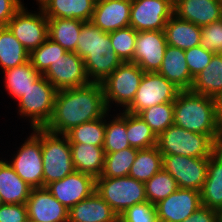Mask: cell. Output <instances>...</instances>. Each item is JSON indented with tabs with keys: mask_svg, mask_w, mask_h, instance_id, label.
<instances>
[{
	"mask_svg": "<svg viewBox=\"0 0 222 222\" xmlns=\"http://www.w3.org/2000/svg\"><path fill=\"white\" fill-rule=\"evenodd\" d=\"M108 111L99 82L57 90L52 117L44 128L66 134L80 124L102 118Z\"/></svg>",
	"mask_w": 222,
	"mask_h": 222,
	"instance_id": "1",
	"label": "cell"
},
{
	"mask_svg": "<svg viewBox=\"0 0 222 222\" xmlns=\"http://www.w3.org/2000/svg\"><path fill=\"white\" fill-rule=\"evenodd\" d=\"M173 106L175 125L194 133L209 135L222 146V129L216 116L214 98L184 90L178 93Z\"/></svg>",
	"mask_w": 222,
	"mask_h": 222,
	"instance_id": "2",
	"label": "cell"
},
{
	"mask_svg": "<svg viewBox=\"0 0 222 222\" xmlns=\"http://www.w3.org/2000/svg\"><path fill=\"white\" fill-rule=\"evenodd\" d=\"M162 155L210 157L220 146L209 136L173 124L157 137Z\"/></svg>",
	"mask_w": 222,
	"mask_h": 222,
	"instance_id": "3",
	"label": "cell"
},
{
	"mask_svg": "<svg viewBox=\"0 0 222 222\" xmlns=\"http://www.w3.org/2000/svg\"><path fill=\"white\" fill-rule=\"evenodd\" d=\"M41 149L43 187L75 171L70 143L65 134H57L41 128Z\"/></svg>",
	"mask_w": 222,
	"mask_h": 222,
	"instance_id": "4",
	"label": "cell"
},
{
	"mask_svg": "<svg viewBox=\"0 0 222 222\" xmlns=\"http://www.w3.org/2000/svg\"><path fill=\"white\" fill-rule=\"evenodd\" d=\"M57 89L41 75L22 95L18 102V114L29 120L30 128H44L53 114Z\"/></svg>",
	"mask_w": 222,
	"mask_h": 222,
	"instance_id": "5",
	"label": "cell"
},
{
	"mask_svg": "<svg viewBox=\"0 0 222 222\" xmlns=\"http://www.w3.org/2000/svg\"><path fill=\"white\" fill-rule=\"evenodd\" d=\"M144 71L135 63L122 62L102 82L103 94L109 111L112 104L125 110L134 100ZM120 105V106H119Z\"/></svg>",
	"mask_w": 222,
	"mask_h": 222,
	"instance_id": "6",
	"label": "cell"
},
{
	"mask_svg": "<svg viewBox=\"0 0 222 222\" xmlns=\"http://www.w3.org/2000/svg\"><path fill=\"white\" fill-rule=\"evenodd\" d=\"M96 192L120 217L129 207L147 201L145 184L130 176L97 178Z\"/></svg>",
	"mask_w": 222,
	"mask_h": 222,
	"instance_id": "7",
	"label": "cell"
},
{
	"mask_svg": "<svg viewBox=\"0 0 222 222\" xmlns=\"http://www.w3.org/2000/svg\"><path fill=\"white\" fill-rule=\"evenodd\" d=\"M32 131L7 162L23 181L35 189L43 187L41 128H33Z\"/></svg>",
	"mask_w": 222,
	"mask_h": 222,
	"instance_id": "8",
	"label": "cell"
},
{
	"mask_svg": "<svg viewBox=\"0 0 222 222\" xmlns=\"http://www.w3.org/2000/svg\"><path fill=\"white\" fill-rule=\"evenodd\" d=\"M180 91L158 72H144L134 100L124 111L139 114L154 105L174 102Z\"/></svg>",
	"mask_w": 222,
	"mask_h": 222,
	"instance_id": "9",
	"label": "cell"
},
{
	"mask_svg": "<svg viewBox=\"0 0 222 222\" xmlns=\"http://www.w3.org/2000/svg\"><path fill=\"white\" fill-rule=\"evenodd\" d=\"M7 27L29 53L48 38V18L39 7L34 13L22 7L10 19Z\"/></svg>",
	"mask_w": 222,
	"mask_h": 222,
	"instance_id": "10",
	"label": "cell"
},
{
	"mask_svg": "<svg viewBox=\"0 0 222 222\" xmlns=\"http://www.w3.org/2000/svg\"><path fill=\"white\" fill-rule=\"evenodd\" d=\"M162 156L163 169L176 180L178 188L201 191L206 180L209 157Z\"/></svg>",
	"mask_w": 222,
	"mask_h": 222,
	"instance_id": "11",
	"label": "cell"
},
{
	"mask_svg": "<svg viewBox=\"0 0 222 222\" xmlns=\"http://www.w3.org/2000/svg\"><path fill=\"white\" fill-rule=\"evenodd\" d=\"M173 15V0H132L130 25L137 32L164 30Z\"/></svg>",
	"mask_w": 222,
	"mask_h": 222,
	"instance_id": "12",
	"label": "cell"
},
{
	"mask_svg": "<svg viewBox=\"0 0 222 222\" xmlns=\"http://www.w3.org/2000/svg\"><path fill=\"white\" fill-rule=\"evenodd\" d=\"M57 90L85 86L90 83L84 60L75 52H65L42 74Z\"/></svg>",
	"mask_w": 222,
	"mask_h": 222,
	"instance_id": "13",
	"label": "cell"
},
{
	"mask_svg": "<svg viewBox=\"0 0 222 222\" xmlns=\"http://www.w3.org/2000/svg\"><path fill=\"white\" fill-rule=\"evenodd\" d=\"M45 188L58 202L70 210L96 191V179L75 170L63 179L47 184Z\"/></svg>",
	"mask_w": 222,
	"mask_h": 222,
	"instance_id": "14",
	"label": "cell"
},
{
	"mask_svg": "<svg viewBox=\"0 0 222 222\" xmlns=\"http://www.w3.org/2000/svg\"><path fill=\"white\" fill-rule=\"evenodd\" d=\"M166 48L164 30L137 32L132 63L137 64L144 72H158Z\"/></svg>",
	"mask_w": 222,
	"mask_h": 222,
	"instance_id": "15",
	"label": "cell"
},
{
	"mask_svg": "<svg viewBox=\"0 0 222 222\" xmlns=\"http://www.w3.org/2000/svg\"><path fill=\"white\" fill-rule=\"evenodd\" d=\"M201 206L200 192L187 188H178L155 204L159 222H182Z\"/></svg>",
	"mask_w": 222,
	"mask_h": 222,
	"instance_id": "16",
	"label": "cell"
},
{
	"mask_svg": "<svg viewBox=\"0 0 222 222\" xmlns=\"http://www.w3.org/2000/svg\"><path fill=\"white\" fill-rule=\"evenodd\" d=\"M25 205L30 221L68 222L69 220V210L45 187L32 189Z\"/></svg>",
	"mask_w": 222,
	"mask_h": 222,
	"instance_id": "17",
	"label": "cell"
},
{
	"mask_svg": "<svg viewBox=\"0 0 222 222\" xmlns=\"http://www.w3.org/2000/svg\"><path fill=\"white\" fill-rule=\"evenodd\" d=\"M132 0L96 1L91 22L103 32L128 27Z\"/></svg>",
	"mask_w": 222,
	"mask_h": 222,
	"instance_id": "18",
	"label": "cell"
},
{
	"mask_svg": "<svg viewBox=\"0 0 222 222\" xmlns=\"http://www.w3.org/2000/svg\"><path fill=\"white\" fill-rule=\"evenodd\" d=\"M173 15L204 27L222 18V1L173 0Z\"/></svg>",
	"mask_w": 222,
	"mask_h": 222,
	"instance_id": "19",
	"label": "cell"
},
{
	"mask_svg": "<svg viewBox=\"0 0 222 222\" xmlns=\"http://www.w3.org/2000/svg\"><path fill=\"white\" fill-rule=\"evenodd\" d=\"M68 222H119V217L95 191L69 210Z\"/></svg>",
	"mask_w": 222,
	"mask_h": 222,
	"instance_id": "20",
	"label": "cell"
},
{
	"mask_svg": "<svg viewBox=\"0 0 222 222\" xmlns=\"http://www.w3.org/2000/svg\"><path fill=\"white\" fill-rule=\"evenodd\" d=\"M107 49H114L110 34L103 32L91 21L85 22L77 39L75 53L83 60H100Z\"/></svg>",
	"mask_w": 222,
	"mask_h": 222,
	"instance_id": "21",
	"label": "cell"
},
{
	"mask_svg": "<svg viewBox=\"0 0 222 222\" xmlns=\"http://www.w3.org/2000/svg\"><path fill=\"white\" fill-rule=\"evenodd\" d=\"M200 196L202 206L222 212V146L209 157Z\"/></svg>",
	"mask_w": 222,
	"mask_h": 222,
	"instance_id": "22",
	"label": "cell"
},
{
	"mask_svg": "<svg viewBox=\"0 0 222 222\" xmlns=\"http://www.w3.org/2000/svg\"><path fill=\"white\" fill-rule=\"evenodd\" d=\"M158 73L172 82L181 91L190 90L193 77L186 63L185 51L180 48L167 45L163 62Z\"/></svg>",
	"mask_w": 222,
	"mask_h": 222,
	"instance_id": "23",
	"label": "cell"
},
{
	"mask_svg": "<svg viewBox=\"0 0 222 222\" xmlns=\"http://www.w3.org/2000/svg\"><path fill=\"white\" fill-rule=\"evenodd\" d=\"M32 189L6 159L0 158V197L3 204H26Z\"/></svg>",
	"mask_w": 222,
	"mask_h": 222,
	"instance_id": "24",
	"label": "cell"
},
{
	"mask_svg": "<svg viewBox=\"0 0 222 222\" xmlns=\"http://www.w3.org/2000/svg\"><path fill=\"white\" fill-rule=\"evenodd\" d=\"M96 0H47L42 6L47 18L92 19Z\"/></svg>",
	"mask_w": 222,
	"mask_h": 222,
	"instance_id": "25",
	"label": "cell"
},
{
	"mask_svg": "<svg viewBox=\"0 0 222 222\" xmlns=\"http://www.w3.org/2000/svg\"><path fill=\"white\" fill-rule=\"evenodd\" d=\"M72 161L76 171L97 179L104 168L105 152L103 146L83 143H70Z\"/></svg>",
	"mask_w": 222,
	"mask_h": 222,
	"instance_id": "26",
	"label": "cell"
},
{
	"mask_svg": "<svg viewBox=\"0 0 222 222\" xmlns=\"http://www.w3.org/2000/svg\"><path fill=\"white\" fill-rule=\"evenodd\" d=\"M201 29L200 26L172 15L164 28L167 45L184 51L198 46L201 41Z\"/></svg>",
	"mask_w": 222,
	"mask_h": 222,
	"instance_id": "27",
	"label": "cell"
},
{
	"mask_svg": "<svg viewBox=\"0 0 222 222\" xmlns=\"http://www.w3.org/2000/svg\"><path fill=\"white\" fill-rule=\"evenodd\" d=\"M190 91L212 98L222 92V54L213 55L205 69L194 77Z\"/></svg>",
	"mask_w": 222,
	"mask_h": 222,
	"instance_id": "28",
	"label": "cell"
},
{
	"mask_svg": "<svg viewBox=\"0 0 222 222\" xmlns=\"http://www.w3.org/2000/svg\"><path fill=\"white\" fill-rule=\"evenodd\" d=\"M85 22L79 19L48 18V38L67 52H75L77 39Z\"/></svg>",
	"mask_w": 222,
	"mask_h": 222,
	"instance_id": "29",
	"label": "cell"
},
{
	"mask_svg": "<svg viewBox=\"0 0 222 222\" xmlns=\"http://www.w3.org/2000/svg\"><path fill=\"white\" fill-rule=\"evenodd\" d=\"M4 74V86L12 99L18 100L42 75L36 71L29 61L22 65L2 71Z\"/></svg>",
	"mask_w": 222,
	"mask_h": 222,
	"instance_id": "30",
	"label": "cell"
},
{
	"mask_svg": "<svg viewBox=\"0 0 222 222\" xmlns=\"http://www.w3.org/2000/svg\"><path fill=\"white\" fill-rule=\"evenodd\" d=\"M29 54L7 26L0 27V67L3 71L29 61Z\"/></svg>",
	"mask_w": 222,
	"mask_h": 222,
	"instance_id": "31",
	"label": "cell"
},
{
	"mask_svg": "<svg viewBox=\"0 0 222 222\" xmlns=\"http://www.w3.org/2000/svg\"><path fill=\"white\" fill-rule=\"evenodd\" d=\"M119 112L115 114L116 116L110 114L111 117H109V112L107 113L103 145L105 154L131 147L126 134V111L122 110L121 112L119 109ZM108 119L110 120L107 121Z\"/></svg>",
	"mask_w": 222,
	"mask_h": 222,
	"instance_id": "32",
	"label": "cell"
},
{
	"mask_svg": "<svg viewBox=\"0 0 222 222\" xmlns=\"http://www.w3.org/2000/svg\"><path fill=\"white\" fill-rule=\"evenodd\" d=\"M162 168L163 156L157 146L141 149L138 150L128 176L145 183Z\"/></svg>",
	"mask_w": 222,
	"mask_h": 222,
	"instance_id": "33",
	"label": "cell"
},
{
	"mask_svg": "<svg viewBox=\"0 0 222 222\" xmlns=\"http://www.w3.org/2000/svg\"><path fill=\"white\" fill-rule=\"evenodd\" d=\"M126 134L132 148L141 150L157 145V136L138 114L126 112Z\"/></svg>",
	"mask_w": 222,
	"mask_h": 222,
	"instance_id": "34",
	"label": "cell"
},
{
	"mask_svg": "<svg viewBox=\"0 0 222 222\" xmlns=\"http://www.w3.org/2000/svg\"><path fill=\"white\" fill-rule=\"evenodd\" d=\"M137 153L138 149L132 147L117 152L106 153L103 172L99 178L128 176Z\"/></svg>",
	"mask_w": 222,
	"mask_h": 222,
	"instance_id": "35",
	"label": "cell"
},
{
	"mask_svg": "<svg viewBox=\"0 0 222 222\" xmlns=\"http://www.w3.org/2000/svg\"><path fill=\"white\" fill-rule=\"evenodd\" d=\"M105 118L107 114L100 119L85 122L68 131L69 143H83L95 146L104 145L105 137Z\"/></svg>",
	"mask_w": 222,
	"mask_h": 222,
	"instance_id": "36",
	"label": "cell"
},
{
	"mask_svg": "<svg viewBox=\"0 0 222 222\" xmlns=\"http://www.w3.org/2000/svg\"><path fill=\"white\" fill-rule=\"evenodd\" d=\"M144 184L147 201L153 205L178 189L176 180L163 168Z\"/></svg>",
	"mask_w": 222,
	"mask_h": 222,
	"instance_id": "37",
	"label": "cell"
},
{
	"mask_svg": "<svg viewBox=\"0 0 222 222\" xmlns=\"http://www.w3.org/2000/svg\"><path fill=\"white\" fill-rule=\"evenodd\" d=\"M173 114V102H166L146 108L138 115L141 116L158 137L169 126L174 124Z\"/></svg>",
	"mask_w": 222,
	"mask_h": 222,
	"instance_id": "38",
	"label": "cell"
},
{
	"mask_svg": "<svg viewBox=\"0 0 222 222\" xmlns=\"http://www.w3.org/2000/svg\"><path fill=\"white\" fill-rule=\"evenodd\" d=\"M122 60L117 56L114 49H107L106 54L100 60H84L85 70L90 82L101 83L120 64Z\"/></svg>",
	"mask_w": 222,
	"mask_h": 222,
	"instance_id": "39",
	"label": "cell"
},
{
	"mask_svg": "<svg viewBox=\"0 0 222 222\" xmlns=\"http://www.w3.org/2000/svg\"><path fill=\"white\" fill-rule=\"evenodd\" d=\"M66 52L50 38L29 54V60L37 72L43 74L49 66Z\"/></svg>",
	"mask_w": 222,
	"mask_h": 222,
	"instance_id": "40",
	"label": "cell"
},
{
	"mask_svg": "<svg viewBox=\"0 0 222 222\" xmlns=\"http://www.w3.org/2000/svg\"><path fill=\"white\" fill-rule=\"evenodd\" d=\"M110 40L122 62H133L137 31L131 26L110 32Z\"/></svg>",
	"mask_w": 222,
	"mask_h": 222,
	"instance_id": "41",
	"label": "cell"
},
{
	"mask_svg": "<svg viewBox=\"0 0 222 222\" xmlns=\"http://www.w3.org/2000/svg\"><path fill=\"white\" fill-rule=\"evenodd\" d=\"M119 222H159L155 205L146 201L129 207L119 217Z\"/></svg>",
	"mask_w": 222,
	"mask_h": 222,
	"instance_id": "42",
	"label": "cell"
},
{
	"mask_svg": "<svg viewBox=\"0 0 222 222\" xmlns=\"http://www.w3.org/2000/svg\"><path fill=\"white\" fill-rule=\"evenodd\" d=\"M200 46L222 54V18L202 27Z\"/></svg>",
	"mask_w": 222,
	"mask_h": 222,
	"instance_id": "43",
	"label": "cell"
},
{
	"mask_svg": "<svg viewBox=\"0 0 222 222\" xmlns=\"http://www.w3.org/2000/svg\"><path fill=\"white\" fill-rule=\"evenodd\" d=\"M214 54L200 45L185 50L186 63L193 78L205 69Z\"/></svg>",
	"mask_w": 222,
	"mask_h": 222,
	"instance_id": "44",
	"label": "cell"
},
{
	"mask_svg": "<svg viewBox=\"0 0 222 222\" xmlns=\"http://www.w3.org/2000/svg\"><path fill=\"white\" fill-rule=\"evenodd\" d=\"M28 213L25 204L0 205V222H28Z\"/></svg>",
	"mask_w": 222,
	"mask_h": 222,
	"instance_id": "45",
	"label": "cell"
},
{
	"mask_svg": "<svg viewBox=\"0 0 222 222\" xmlns=\"http://www.w3.org/2000/svg\"><path fill=\"white\" fill-rule=\"evenodd\" d=\"M24 5L21 0H0V27H6Z\"/></svg>",
	"mask_w": 222,
	"mask_h": 222,
	"instance_id": "46",
	"label": "cell"
},
{
	"mask_svg": "<svg viewBox=\"0 0 222 222\" xmlns=\"http://www.w3.org/2000/svg\"><path fill=\"white\" fill-rule=\"evenodd\" d=\"M220 217L221 212L218 210L201 206L182 222H220Z\"/></svg>",
	"mask_w": 222,
	"mask_h": 222,
	"instance_id": "47",
	"label": "cell"
},
{
	"mask_svg": "<svg viewBox=\"0 0 222 222\" xmlns=\"http://www.w3.org/2000/svg\"><path fill=\"white\" fill-rule=\"evenodd\" d=\"M215 108H216V116L218 119V123L220 128L222 129V92L219 93L215 98Z\"/></svg>",
	"mask_w": 222,
	"mask_h": 222,
	"instance_id": "48",
	"label": "cell"
},
{
	"mask_svg": "<svg viewBox=\"0 0 222 222\" xmlns=\"http://www.w3.org/2000/svg\"><path fill=\"white\" fill-rule=\"evenodd\" d=\"M47 0H36V4H38L39 8H41V6L46 2Z\"/></svg>",
	"mask_w": 222,
	"mask_h": 222,
	"instance_id": "49",
	"label": "cell"
}]
</instances>
